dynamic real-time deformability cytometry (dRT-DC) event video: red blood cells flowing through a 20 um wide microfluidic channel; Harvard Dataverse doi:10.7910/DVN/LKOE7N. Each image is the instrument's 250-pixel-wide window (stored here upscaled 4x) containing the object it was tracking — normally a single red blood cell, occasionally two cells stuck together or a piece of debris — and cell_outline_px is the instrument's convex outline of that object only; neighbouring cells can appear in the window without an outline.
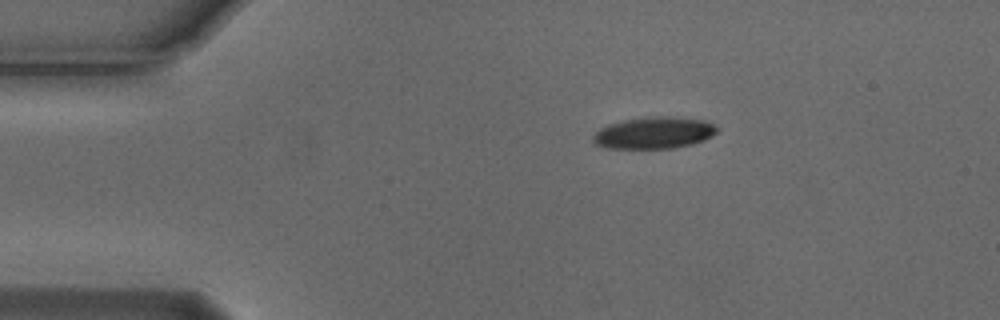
{"species": "Egyptian fruit bat (a non-hibernating species)", "species_latin": "Rousettus aegyptiacus", "temperature_condition": "cold", "stored_images_in_passage": 8, "camera_frame_rate_fps": 3000, "um_per_image_px": 0.085, "animal": {"sex": "male"}, "frame": {"image": 1, "passage_image": 1, "time_ms": 0.0, "image_size_px": [1000, 320], "cell_outline_px": [[720, 128], [716, 132], [704, 140], [692, 144], [672, 148], [608, 148], [596, 144], [592, 140], [592, 136], [600, 128], [608, 124], [624, 120], [648, 116], [668, 116], [704, 120]], "centroid_in_image_um": [55.58, 11.28], "position_along_channel_um": 29.4, "area_um2": 22.89}}
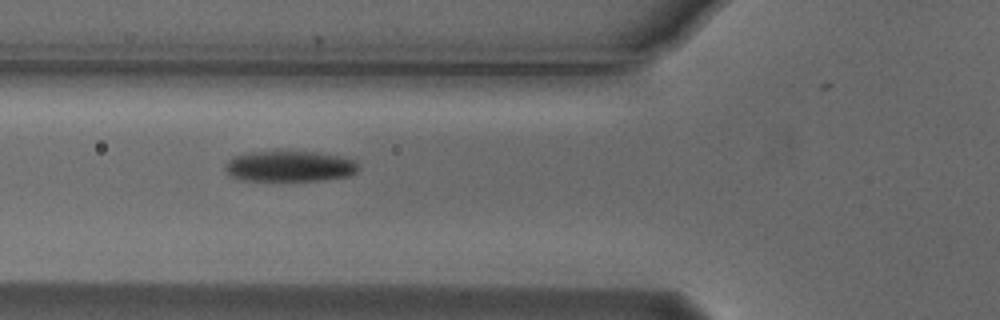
{"frame": {"image": 2, "passage_image": 4, "time_ms": 1.0, "image_size_px": [1000, 320], "cell_outline_px": [[360, 168], [356, 172], [348, 176], [316, 180], [244, 180], [232, 176], [224, 168], [224, 164], [228, 160], [244, 152], [320, 152], [340, 156], [356, 160]], "centroid_in_image_um": [24.64, 14.12], "position_along_channel_um": 101.2, "area_um2": 23.7}}
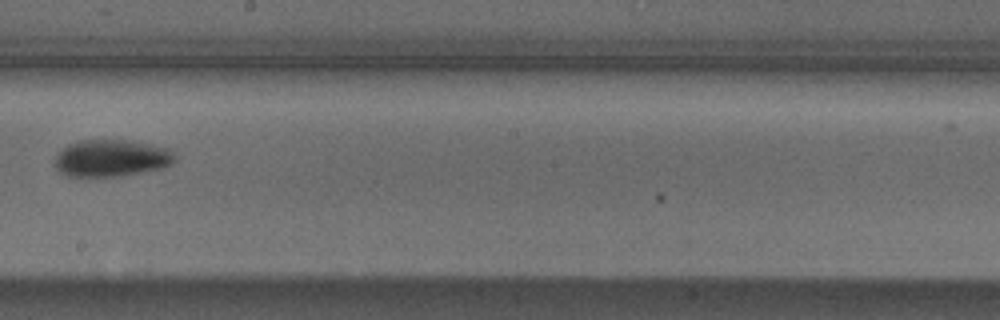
{"frame": {"image": 3, "passage_image": 7, "time_ms": 2.0, "image_size_px": [1000, 320], "cell_outline_px": [[176, 160], [172, 164], [164, 168], [144, 172], [120, 176], [64, 176], [52, 164], [56, 156], [68, 144], [76, 140], [128, 140], [172, 148], [176, 156]], "centroid_in_image_um": [9.5, 13.44], "position_along_channel_um": 238.7, "area_um2": 26.36}}